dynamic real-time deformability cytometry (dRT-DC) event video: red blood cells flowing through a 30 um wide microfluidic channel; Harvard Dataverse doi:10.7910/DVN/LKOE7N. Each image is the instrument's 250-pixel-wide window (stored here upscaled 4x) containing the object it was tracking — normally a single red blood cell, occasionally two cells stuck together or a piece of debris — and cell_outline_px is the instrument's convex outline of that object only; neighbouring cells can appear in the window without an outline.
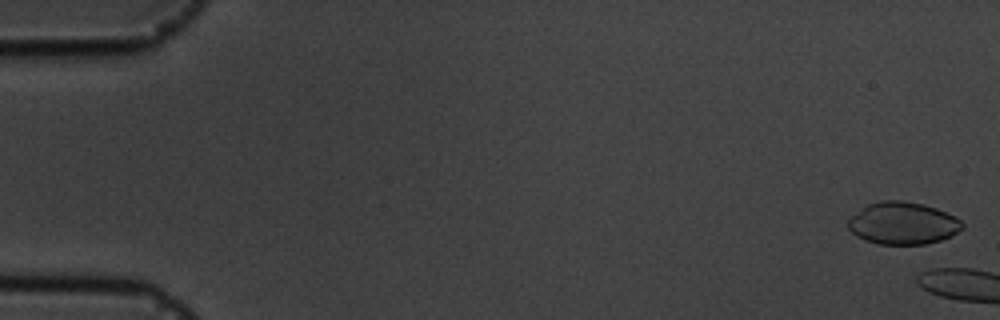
{"species": "common noctule bat (a hibernating species)", "species_latin": "Nyctalus noctula", "temperature_condition": "cold", "stored_images_in_passage": 9, "camera_frame_rate_fps": 3000, "um_per_image_px": 0.085, "animal": {"sex": "male", "body_mass_g": 19.5, "forearm_length_mm": 54.6}, "frame": {"image": 1, "passage_image": 2, "time_ms": 0.333, "image_size_px": [1000, 320], "cell_outline_px": [[964, 228], [952, 236], [940, 240], [924, 244], [876, 244], [864, 240], [856, 236], [848, 228], [848, 220], [852, 216], [868, 204], [880, 200], [900, 200], [924, 204], [936, 208], [956, 216], [964, 224]], "centroid_in_image_um": [76.76, 18.98], "position_along_channel_um": 8.2, "area_um2": 28.26}}